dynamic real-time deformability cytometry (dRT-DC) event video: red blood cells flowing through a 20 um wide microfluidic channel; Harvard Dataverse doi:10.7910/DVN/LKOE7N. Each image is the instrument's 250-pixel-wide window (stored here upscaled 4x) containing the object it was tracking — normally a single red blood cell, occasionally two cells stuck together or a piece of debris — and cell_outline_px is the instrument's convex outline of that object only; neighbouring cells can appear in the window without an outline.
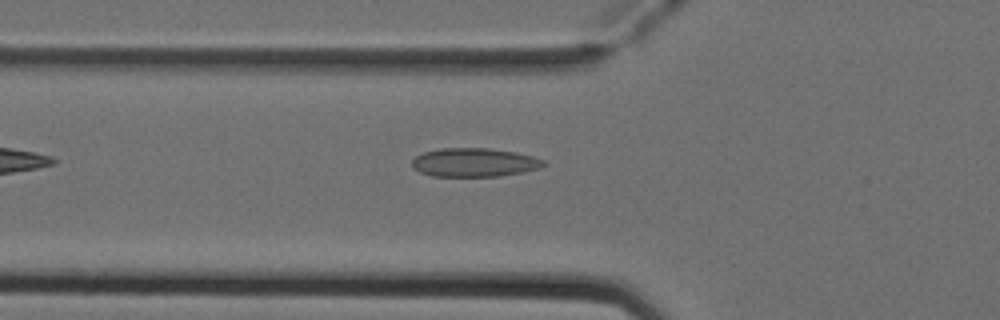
{"species": "Egyptian fruit bat (a non-hibernating species)", "species_latin": "Rousettus aegyptiacus", "temperature_condition": "cold", "stored_images_in_passage": 33, "camera_frame_rate_fps": 3000, "um_per_image_px": 0.085, "animal": {"sex": "female"}, "frame": {"image": 1, "passage_image": 2, "time_ms": 0.333, "image_size_px": [1000, 320], "cell_outline_px": [[548, 164], [540, 168], [524, 172], [496, 176], [432, 176], [420, 172], [412, 168], [412, 160], [416, 156], [424, 152], [440, 148], [488, 148], [516, 152], [532, 156], [544, 160]], "centroid_in_image_um": [40.33, 13.8], "position_along_channel_um": 85.5, "area_um2": 22.08}}
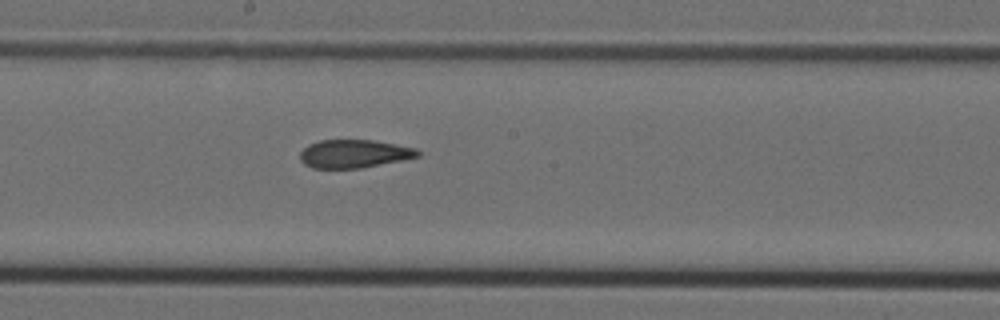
{"frame": {"image": 2, "passage_image": 12, "time_ms": 3.667, "image_size_px": [1000, 320], "cell_outline_px": [[420, 156], [404, 160], [360, 168], [312, 168], [304, 164], [300, 160], [300, 152], [308, 144], [320, 140], [376, 140], [416, 148], [420, 152]], "centroid_in_image_um": [30.11, 13.06], "position_along_channel_um": 218.1, "area_um2": 19.48}}
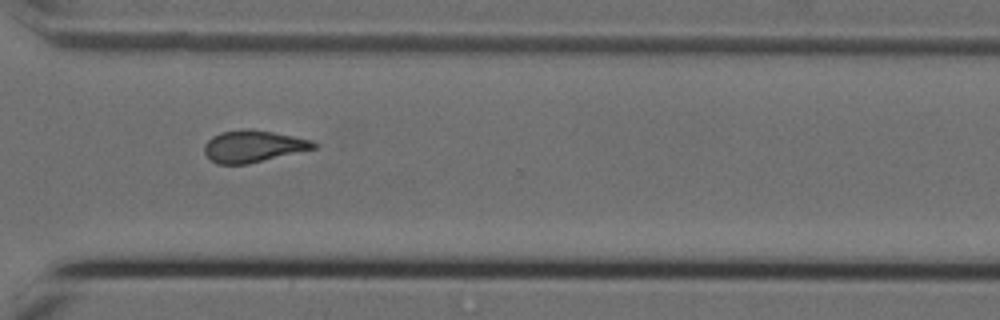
{"frame": {"image": 3, "passage_image": 22, "time_ms": 7.0, "image_size_px": [1000, 320], "cell_outline_px": [[316, 148], [248, 164], [216, 164], [204, 152], [204, 144], [212, 136], [220, 132], [244, 128], [248, 128], [272, 132], [312, 140], [316, 144]], "centroid_in_image_um": [21.49, 12.43], "position_along_channel_um": 349.1, "area_um2": 20.23}, "authors_computed_cell_mechanics": {"area_um2": 20.4034, "velocity_mm_per_s": 3.9479, "shape_relaxation_time_tau1_ms": null, "shape_relaxation_time_tau2_ms": 3.6478, "deformation_change_tau1": null, "deformation_change_tau2": 0.0878}}